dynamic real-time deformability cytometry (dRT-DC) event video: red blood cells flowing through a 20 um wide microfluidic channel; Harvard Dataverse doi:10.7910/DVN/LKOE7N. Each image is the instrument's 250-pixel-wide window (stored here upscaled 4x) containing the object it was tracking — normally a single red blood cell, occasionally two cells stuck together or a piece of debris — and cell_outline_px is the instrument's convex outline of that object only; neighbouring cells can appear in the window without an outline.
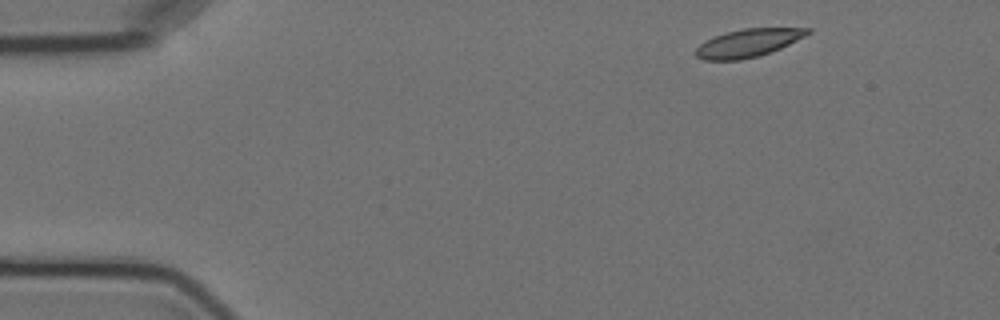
{"species": "Egyptian fruit bat (a non-hibernating species)", "species_latin": "Rousettus aegyptiacus", "temperature_condition": "cold", "stored_images_in_passage": 3, "camera_frame_rate_fps": 3000, "um_per_image_px": 0.085, "animal": {"sex": "female"}, "frame": {"image": 1, "passage_image": 1, "time_ms": 0.0, "image_size_px": [1000, 320], "cell_outline_px": [[812, 32], [780, 48], [760, 56], [740, 60], [704, 60], [696, 56], [692, 52], [700, 44], [716, 36], [728, 32], [744, 28], [812, 28]], "centroid_in_image_um": [63.58, 3.66], "position_along_channel_um": 21.4, "area_um2": 18.09}}